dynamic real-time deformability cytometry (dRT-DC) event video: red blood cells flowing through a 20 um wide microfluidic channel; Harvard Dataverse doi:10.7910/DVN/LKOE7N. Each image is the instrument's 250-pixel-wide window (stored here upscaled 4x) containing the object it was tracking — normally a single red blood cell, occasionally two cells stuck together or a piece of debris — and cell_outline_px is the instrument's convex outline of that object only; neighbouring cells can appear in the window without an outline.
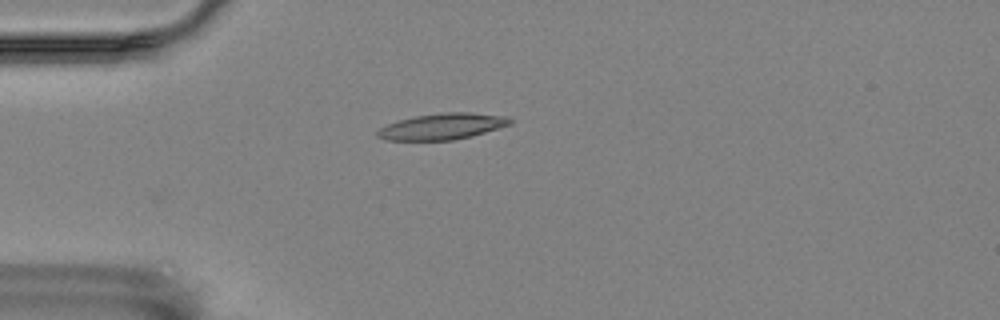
{"species": "Egyptian fruit bat (a non-hibernating species)", "species_latin": "Rousettus aegyptiacus", "temperature_condition": "room temperature", "stored_images_in_passage": 44, "camera_frame_rate_fps": 3000, "um_per_image_px": 0.085, "animal": {"sex": "female"}, "frame": {"image": 1, "passage_image": 1, "time_ms": 0.0, "image_size_px": [1000, 320], "cell_outline_px": [[512, 124], [472, 136], [452, 140], [384, 140], [376, 136], [376, 132], [380, 128], [388, 124], [400, 120], [416, 116], [444, 112], [468, 112], [504, 116], [512, 120]], "centroid_in_image_um": [37.59, 10.75], "position_along_channel_um": 47.4, "area_um2": 20.06}}
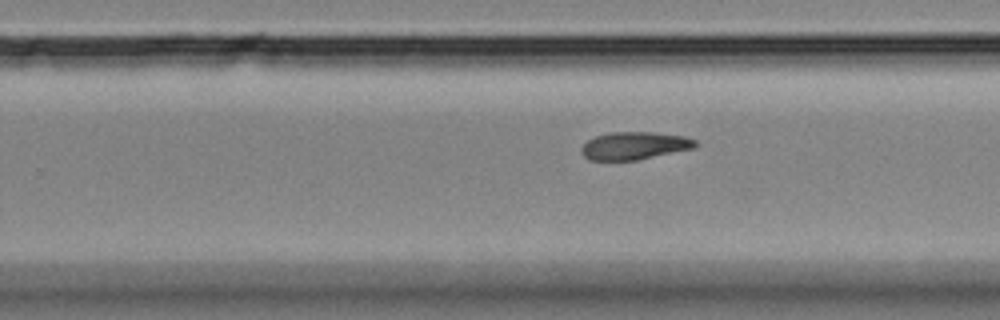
{"frame": {"image": 2, "passage_image": 22, "time_ms": 7.0, "image_size_px": [1000, 320], "cell_outline_px": [[696, 144], [692, 148], [636, 160], [588, 160], [580, 152], [580, 148], [588, 140], [596, 136], [612, 132], [652, 132], [684, 136], [696, 140]], "centroid_in_image_um": [53.87, 12.38], "position_along_channel_um": 275.9, "area_um2": 18.15}}
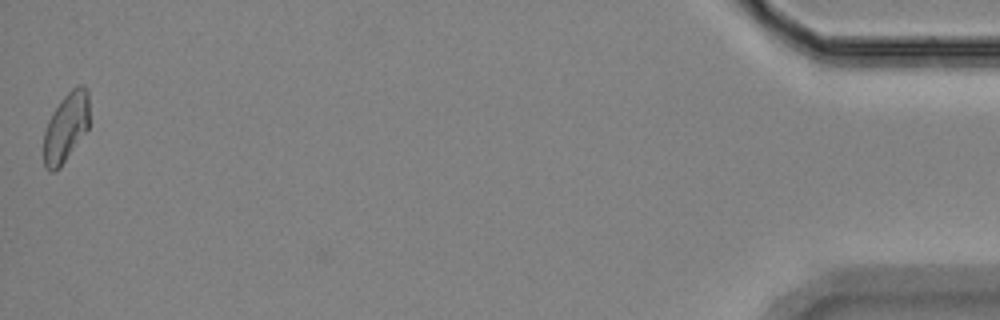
{"frame": {"image": 3, "passage_image": 43, "time_ms": 14.0, "image_size_px": [1000, 320], "cell_outline_px": [[88, 128], [60, 168], [52, 172], [44, 168], [44, 132], [48, 120], [64, 96], [76, 84], [84, 84], [88, 92]], "centroid_in_image_um": [5.6, 10.82], "position_along_channel_um": 429.6, "area_um2": 18.26}}